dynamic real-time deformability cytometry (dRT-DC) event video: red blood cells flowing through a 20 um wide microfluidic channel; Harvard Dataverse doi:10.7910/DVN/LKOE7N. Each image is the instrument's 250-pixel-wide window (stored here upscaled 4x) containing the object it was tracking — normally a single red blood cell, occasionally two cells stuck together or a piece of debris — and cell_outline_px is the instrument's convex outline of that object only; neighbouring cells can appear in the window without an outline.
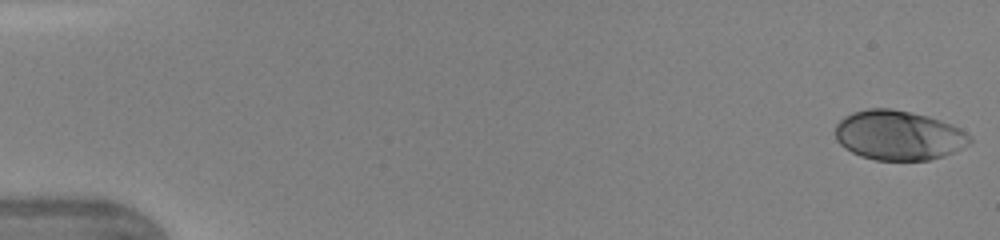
{"species": "human", "species_latin": "Homo sapiens", "temperature_condition": "warm", "stored_images_in_passage": 46, "camera_frame_rate_fps": 3000, "um_per_image_px": 0.085, "donor": {"sex": "female"}, "frame": {"image": 1, "passage_image": 1, "time_ms": 0.0, "image_size_px": [1000, 240], "cell_outline_px": [[972, 140], [968, 144], [944, 156], [928, 160], [876, 160], [860, 156], [844, 148], [836, 140], [836, 124], [844, 116], [852, 112], [868, 108], [892, 108], [912, 112], [928, 116], [952, 124], [960, 128], [972, 136]], "centroid_in_image_um": [76.37, 11.49], "position_along_channel_um": 8.6, "area_um2": 39.07}}
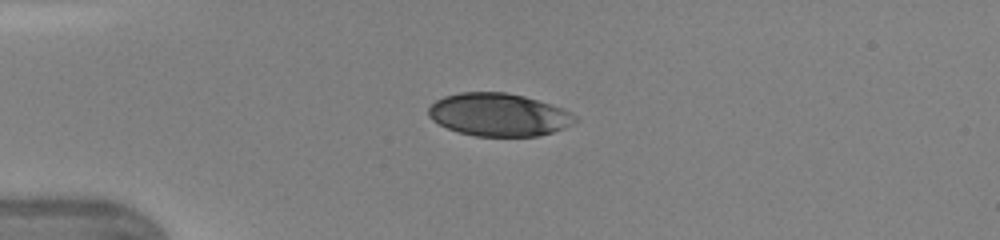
{"frame": {"image": 2, "passage_image": 12, "time_ms": 3.667, "image_size_px": [1000, 240], "cell_outline_px": [[580, 120], [564, 128], [540, 136], [476, 136], [460, 132], [448, 128], [432, 120], [428, 116], [428, 108], [436, 100], [444, 96], [460, 92], [508, 92], [524, 96], [552, 104], [564, 108], [576, 116]], "centroid_in_image_um": [42.42, 9.74], "position_along_channel_um": 42.6, "area_um2": 36.76}}
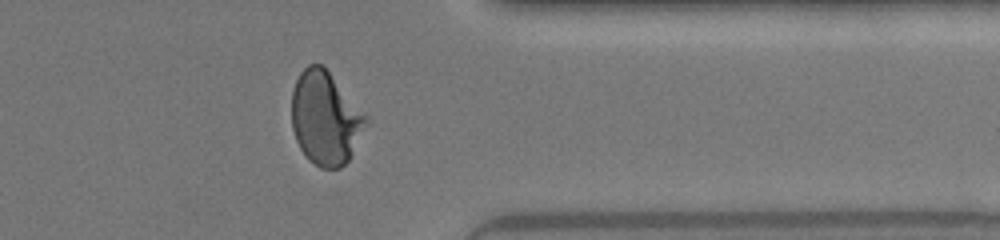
{"frame": {"image": 3, "passage_image": 38, "time_ms": 12.333, "image_size_px": [1000, 240], "cell_outline_px": [[368, 116], [352, 152], [348, 160], [340, 168], [320, 168], [308, 160], [300, 148], [296, 140], [292, 128], [292, 92], [296, 80], [300, 72], [308, 64], [320, 64], [328, 72]], "centroid_in_image_um": [27.61, 10.05], "position_along_channel_um": 383.8, "area_um2": 39.65}, "authors_computed_cell_mechanics": {"area_um2": 38.6682, "velocity_mm_per_s": 4.3537, "shape_relaxation_time_tau1_ms": 3.3396, "shape_relaxation_time_tau2_ms": null, "deformation_change_tau1": 0.1709, "deformation_change_tau2": null}}